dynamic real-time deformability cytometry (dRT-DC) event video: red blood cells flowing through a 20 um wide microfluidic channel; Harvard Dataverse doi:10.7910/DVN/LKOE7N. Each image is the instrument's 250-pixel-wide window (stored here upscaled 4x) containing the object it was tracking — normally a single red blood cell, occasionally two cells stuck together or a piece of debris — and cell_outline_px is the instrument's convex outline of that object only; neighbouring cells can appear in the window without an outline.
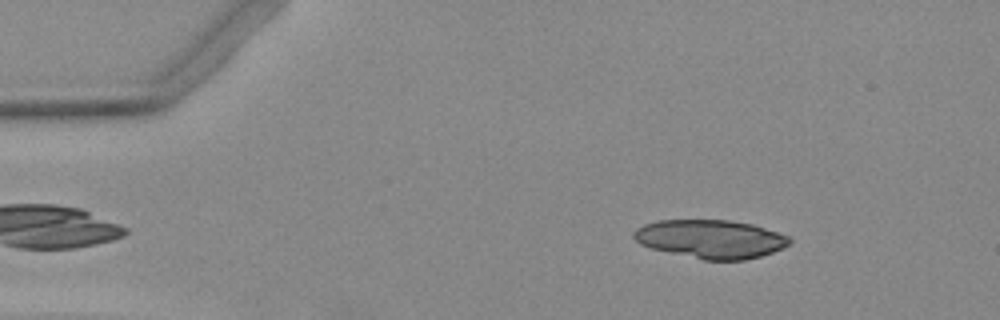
{"species": "Egyptian fruit bat (a non-hibernating species)", "species_latin": "Rousettus aegyptiacus", "temperature_condition": "warm", "stored_images_in_passage": 40, "camera_frame_rate_fps": 3000, "um_per_image_px": 0.085, "animal": {"sex": "female"}, "frame": {"image": 1, "passage_image": 7, "time_ms": 2.0, "image_size_px": [1000, 320], "cell_outline_px": [[792, 240], [788, 244], [772, 252], [760, 256], [744, 260], [704, 260], [652, 248], [640, 244], [632, 236], [636, 228], [644, 224], [656, 220], [728, 220], [752, 224], [788, 236]], "centroid_in_image_um": [60.38, 20.31], "position_along_channel_um": 24.6, "area_um2": 34.62}}